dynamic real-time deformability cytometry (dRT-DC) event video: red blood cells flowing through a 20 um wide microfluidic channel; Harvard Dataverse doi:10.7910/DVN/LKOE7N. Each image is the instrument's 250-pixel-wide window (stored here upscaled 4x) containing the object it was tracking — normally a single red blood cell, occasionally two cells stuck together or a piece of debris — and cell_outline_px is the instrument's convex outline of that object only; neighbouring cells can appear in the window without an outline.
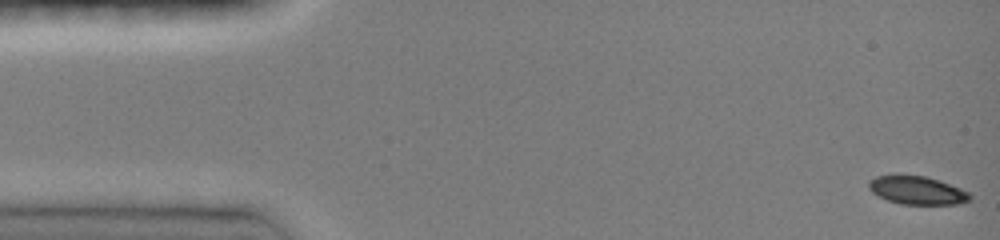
{"species": "common noctule bat (a hibernating species)", "species_latin": "Nyctalus noctula", "temperature_condition": "room temperature", "stored_images_in_passage": 47, "camera_frame_rate_fps": 3000, "um_per_image_px": 0.085, "animal": {"sex": "female", "body_mass_g": 19.0, "forearm_length_mm": 51.5}, "frame": {"image": 1, "passage_image": 1, "time_ms": 0.0, "image_size_px": [1000, 240], "cell_outline_px": [[972, 200], [956, 204], [900, 204], [888, 200], [872, 192], [868, 188], [868, 180], [876, 176], [924, 176], [940, 180], [960, 188], [968, 192], [972, 196]], "centroid_in_image_um": [77.98, 16.19], "position_along_channel_um": 7.0, "area_um2": 16.47}}
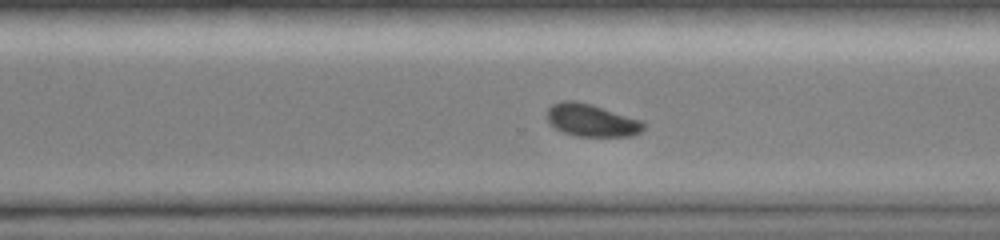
{"frame": {"image": 2, "passage_image": 33, "time_ms": 10.667, "image_size_px": [1000, 240], "cell_outline_px": [[644, 128], [640, 132], [632, 136], [576, 136], [564, 132], [556, 128], [548, 120], [548, 108], [552, 104], [564, 100], [572, 100], [592, 104], [640, 120], [644, 124]], "centroid_in_image_um": [50.28, 10.22], "position_along_channel_um": 320.3, "area_um2": 18.03}}
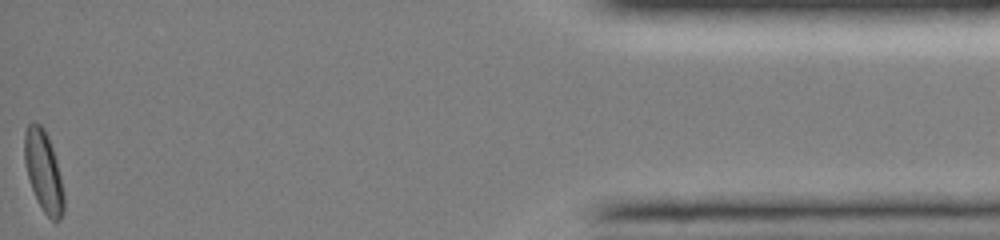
{"frame": {"image": 3, "passage_image": 47, "time_ms": 15.333, "image_size_px": [1000, 240], "cell_outline_px": [[64, 212], [60, 220], [52, 220], [44, 212], [32, 188], [28, 176], [24, 160], [24, 132], [28, 124], [32, 120], [40, 124], [44, 128], [48, 136], [56, 160], [60, 176], [64, 196]], "centroid_in_image_um": [3.69, 14.51], "position_along_channel_um": 431.5, "area_um2": 18.38}, "authors_computed_cell_mechanics": {"area_um2": 18.3226, "velocity_mm_per_s": 4.0867, "shape_relaxation_time_tau1_ms": 3.4797, "shape_relaxation_time_tau2_ms": null, "deformation_change_tau1": 0.0875, "deformation_change_tau2": null}}